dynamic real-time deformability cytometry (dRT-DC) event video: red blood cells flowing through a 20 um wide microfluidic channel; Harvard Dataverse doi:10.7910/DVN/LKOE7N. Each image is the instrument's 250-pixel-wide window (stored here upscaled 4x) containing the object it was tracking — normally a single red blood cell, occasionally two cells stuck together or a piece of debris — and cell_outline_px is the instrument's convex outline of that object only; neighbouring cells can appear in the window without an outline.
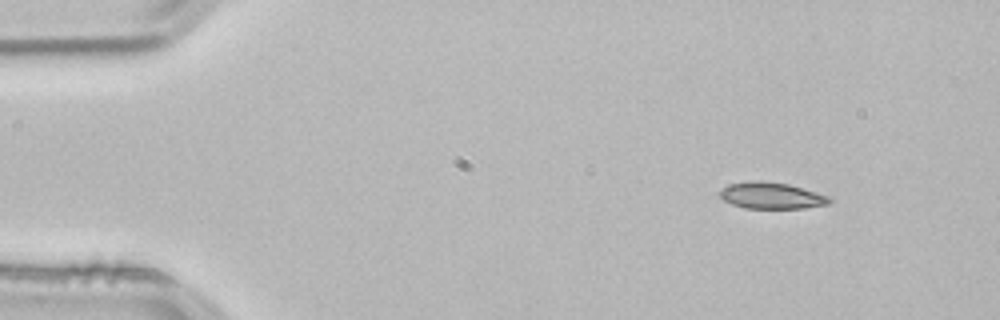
{"species": "common noctule bat (a hibernating species)", "species_latin": "Nyctalus noctula", "temperature_condition": "room temperature", "stored_images_in_passage": 48, "camera_frame_rate_fps": 3000, "um_per_image_px": 0.085, "animal": {"sex": "male", "body_mass_g": 21.5, "forearm_length_mm": 52.0}, "frame": {"image": 1, "passage_image": 1, "time_ms": 0.0, "image_size_px": [1000, 320], "cell_outline_px": [[832, 200], [828, 204], [804, 208], [744, 208], [732, 204], [724, 200], [720, 196], [720, 192], [724, 188], [732, 184], [752, 180], [760, 180], [788, 184], [828, 196]], "centroid_in_image_um": [65.57, 16.63], "position_along_channel_um": 19.4, "area_um2": 16.59}}
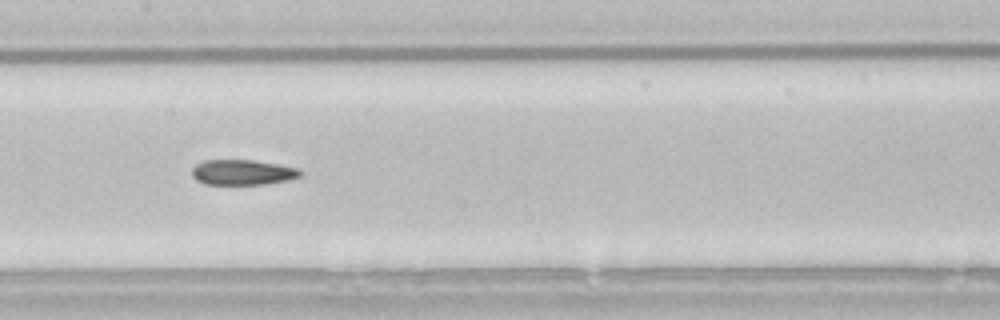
{"frame": {"image": 2, "passage_image": 21, "time_ms": 6.667, "image_size_px": [1000, 320], "cell_outline_px": [[304, 172], [300, 176], [288, 180], [264, 184], [204, 184], [196, 180], [192, 176], [192, 168], [196, 164], [204, 160], [252, 160], [300, 168]], "centroid_in_image_um": [20.62, 14.64], "position_along_channel_um": 186.8, "area_um2": 16.01}}
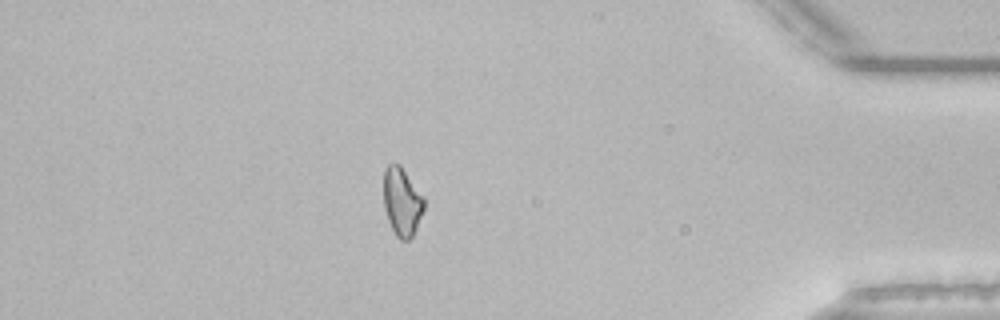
{"frame": {"image": 3, "passage_image": 41, "time_ms": 13.333, "image_size_px": [1000, 320], "cell_outline_px": [[424, 208], [416, 228], [412, 236], [408, 240], [400, 240], [396, 236], [388, 220], [384, 208], [384, 172], [388, 164], [400, 164], [424, 196]], "centroid_in_image_um": [34.17, 17.14], "position_along_channel_um": 401.0, "area_um2": 16.01}, "authors_computed_cell_mechanics": {"area_um2": 16.762, "velocity_mm_per_s": 3.8447, "shape_relaxation_time_tau1_ms": 9.2357, "shape_relaxation_time_tau2_ms": 4.3534, "deformation_change_tau1": 0.169, "deformation_change_tau2": 0.087}}